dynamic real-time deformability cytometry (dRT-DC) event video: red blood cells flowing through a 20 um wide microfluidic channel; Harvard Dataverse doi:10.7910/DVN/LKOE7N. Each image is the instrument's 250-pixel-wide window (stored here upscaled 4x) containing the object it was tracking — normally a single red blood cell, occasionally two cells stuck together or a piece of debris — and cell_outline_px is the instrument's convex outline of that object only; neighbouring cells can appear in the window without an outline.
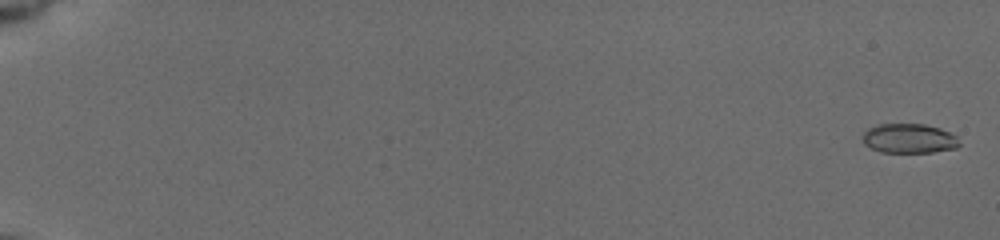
{"species": "common noctule bat (a hibernating species)", "species_latin": "Nyctalus noctula", "temperature_condition": "cold", "stored_images_in_passage": 58, "camera_frame_rate_fps": 3000, "um_per_image_px": 0.085, "animal": {"sex": "female", "body_mass_g": 19.5, "forearm_length_mm": 54.1}, "frame": {"image": 1, "passage_image": 2, "time_ms": 0.333, "image_size_px": [1000, 240], "cell_outline_px": [[960, 144], [956, 148], [932, 152], [880, 152], [864, 144], [864, 132], [868, 128], [876, 124], [924, 124], [940, 128], [956, 136]], "centroid_in_image_um": [77.27, 11.76], "position_along_channel_um": 7.7, "area_um2": 16.53}}
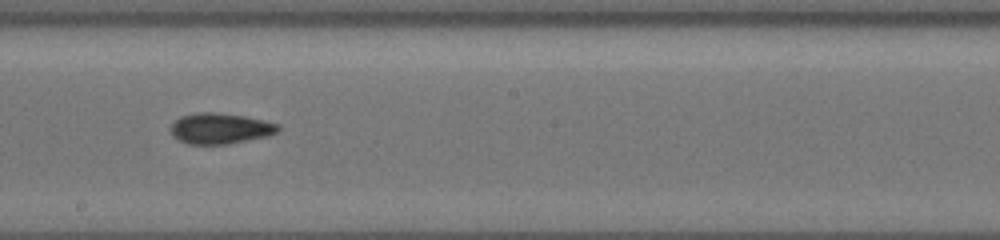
{"frame": {"image": 2, "passage_image": 36, "time_ms": 11.667, "image_size_px": [1000, 240], "cell_outline_px": [[280, 128], [276, 132], [268, 136], [228, 144], [188, 144], [172, 136], [168, 128], [180, 116], [196, 112], [220, 112], [244, 116], [264, 120], [280, 124]], "centroid_in_image_um": [18.7, 10.91], "position_along_channel_um": 229.5, "area_um2": 19.48}}
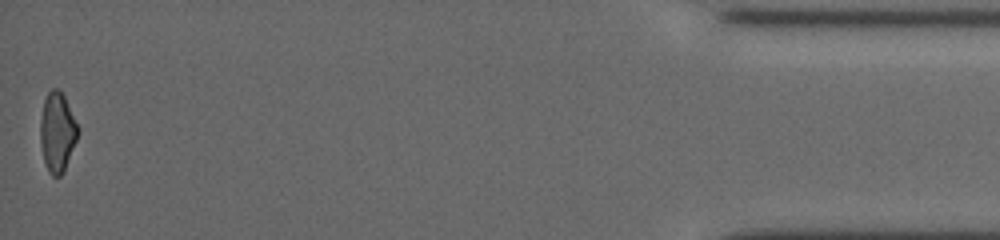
{"frame": {"image": 3, "passage_image": 58, "time_ms": 19.0, "image_size_px": [1000, 240], "cell_outline_px": [[80, 132], [64, 172], [60, 176], [52, 176], [48, 172], [44, 160], [40, 140], [40, 120], [44, 100], [48, 92], [52, 88], [56, 88], [64, 96], [80, 128]], "centroid_in_image_um": [4.89, 11.25], "position_along_channel_um": 430.3, "area_um2": 17.57}, "authors_computed_cell_mechanics": {"area_um2": 17.8891, "velocity_mm_per_s": 3.7742, "shape_relaxation_time_tau1_ms": 10.0599, "shape_relaxation_time_tau2_ms": 3.6747, "deformation_change_tau1": 0.1858, "deformation_change_tau2": 0.0926}}